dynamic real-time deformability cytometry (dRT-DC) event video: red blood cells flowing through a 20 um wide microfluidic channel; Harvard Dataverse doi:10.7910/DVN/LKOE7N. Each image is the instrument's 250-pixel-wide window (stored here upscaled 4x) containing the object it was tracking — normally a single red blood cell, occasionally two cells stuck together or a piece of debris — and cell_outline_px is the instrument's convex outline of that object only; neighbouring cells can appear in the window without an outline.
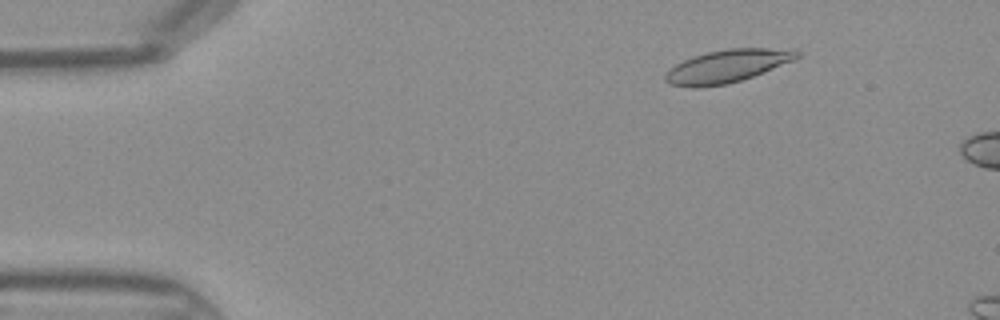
{"species": "Egyptian fruit bat (a non-hibernating species)", "species_latin": "Rousettus aegyptiacus", "temperature_condition": "warm", "stored_images_in_passage": 10, "camera_frame_rate_fps": 3000, "um_per_image_px": 0.085, "frame": {"image": 1, "passage_image": 6, "time_ms": 1.667, "image_size_px": [1000, 320], "cell_outline_px": [[800, 56], [796, 60], [752, 76], [728, 84], [700, 88], [692, 88], [668, 84], [664, 80], [664, 76], [668, 68], [692, 56], [708, 52], [728, 48], [796, 48], [800, 52]], "centroid_in_image_um": [61.82, 5.62], "position_along_channel_um": 23.2, "area_um2": 25.61}}